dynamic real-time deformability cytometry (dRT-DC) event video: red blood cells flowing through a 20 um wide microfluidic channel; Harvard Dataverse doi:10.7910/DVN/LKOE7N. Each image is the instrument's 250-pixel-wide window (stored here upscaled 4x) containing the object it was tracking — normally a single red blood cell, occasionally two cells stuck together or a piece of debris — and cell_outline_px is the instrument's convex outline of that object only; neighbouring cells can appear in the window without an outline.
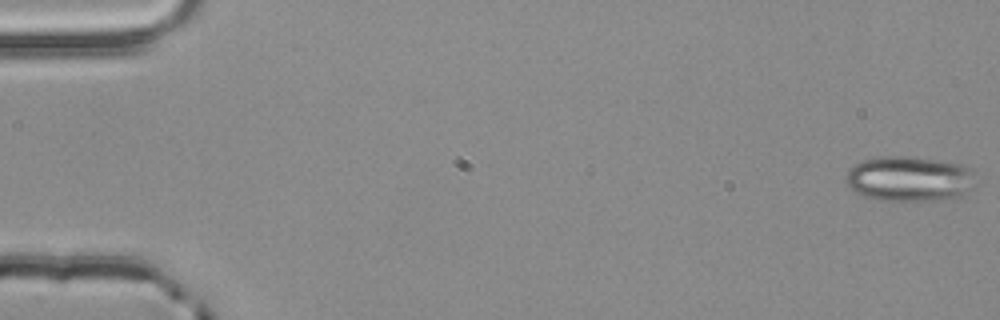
{"species": "common noctule bat (a hibernating species)", "species_latin": "Nyctalus noctula", "temperature_condition": "room temperature", "stored_images_in_passage": 18, "camera_frame_rate_fps": 3000, "um_per_image_px": 0.085, "animal": {"sex": "male", "body_mass_g": 20.4}, "frame": {"image": 1, "passage_image": 1, "time_ms": 0.0, "image_size_px": [1000, 320], "cell_outline_px": [[972, 188], [960, 196], [940, 200], [880, 200], [864, 196], [856, 192], [844, 180], [844, 176], [848, 168], [864, 160], [880, 156], [916, 156], [940, 160], [960, 164], [972, 168]], "centroid_in_image_um": [77.26, 15.18], "position_along_channel_um": 7.7, "area_um2": 34.22}}